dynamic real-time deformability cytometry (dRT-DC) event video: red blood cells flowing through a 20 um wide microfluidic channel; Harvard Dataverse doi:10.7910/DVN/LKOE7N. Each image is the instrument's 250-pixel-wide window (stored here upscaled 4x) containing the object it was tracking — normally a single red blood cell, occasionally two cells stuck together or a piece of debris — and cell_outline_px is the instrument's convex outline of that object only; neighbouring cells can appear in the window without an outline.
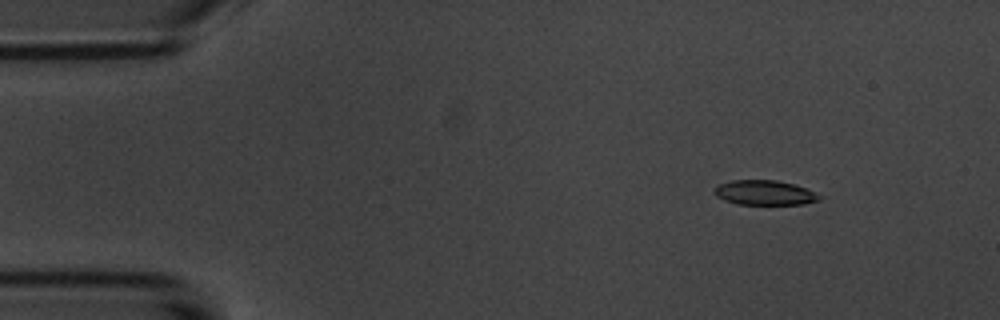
{"species": "common noctule bat (a hibernating species)", "species_latin": "Nyctalus noctula", "temperature_condition": "room temperature", "stored_images_in_passage": 8, "camera_frame_rate_fps": 3000, "um_per_image_px": 0.085, "animal": {"sex": "male", "body_mass_g": 20.1, "forearm_length_mm": 53.5}, "frame": {"image": 1, "passage_image": 1, "time_ms": 0.0, "image_size_px": [1000, 320], "cell_outline_px": [[820, 200], [804, 204], [736, 204], [724, 200], [716, 196], [716, 188], [720, 184], [732, 180], [776, 180], [792, 184], [804, 188], [820, 196]], "centroid_in_image_um": [64.97, 16.38], "position_along_channel_um": 20.0, "area_um2": 14.8}}
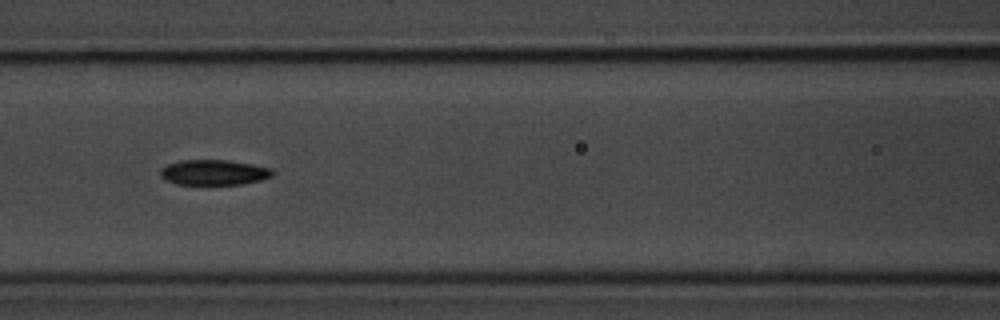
{"frame": {"image": 2, "passage_image": 5, "time_ms": 5.667, "image_size_px": [1000, 320], "cell_outline_px": [[276, 172], [272, 176], [260, 180], [244, 184], [176, 184], [164, 180], [160, 176], [160, 168], [168, 164], [180, 160], [228, 160], [252, 164], [272, 168]], "centroid_in_image_um": [18.18, 14.65], "position_along_channel_um": 148.4, "area_um2": 16.7}}
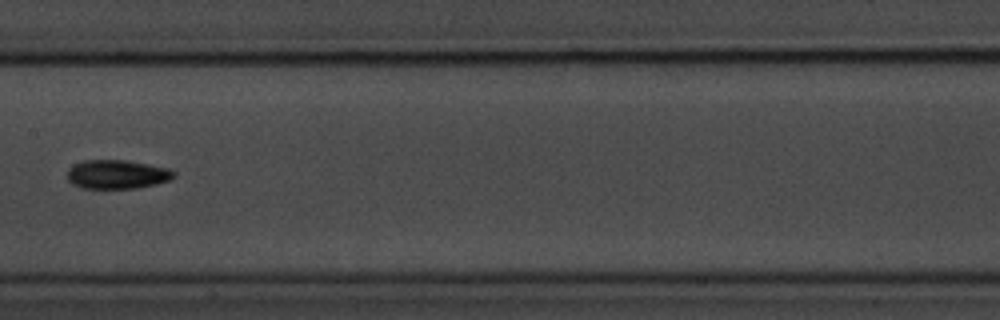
{"frame": {"image": 3, "passage_image": 6, "time_ms": 7.0, "image_size_px": [1000, 320], "cell_outline_px": [[176, 176], [168, 180], [156, 184], [136, 188], [80, 188], [72, 184], [68, 180], [68, 168], [72, 164], [84, 160], [124, 160], [148, 164], [168, 168], [176, 172]], "centroid_in_image_um": [9.93, 14.81], "position_along_channel_um": 197.5, "area_um2": 18.03}}